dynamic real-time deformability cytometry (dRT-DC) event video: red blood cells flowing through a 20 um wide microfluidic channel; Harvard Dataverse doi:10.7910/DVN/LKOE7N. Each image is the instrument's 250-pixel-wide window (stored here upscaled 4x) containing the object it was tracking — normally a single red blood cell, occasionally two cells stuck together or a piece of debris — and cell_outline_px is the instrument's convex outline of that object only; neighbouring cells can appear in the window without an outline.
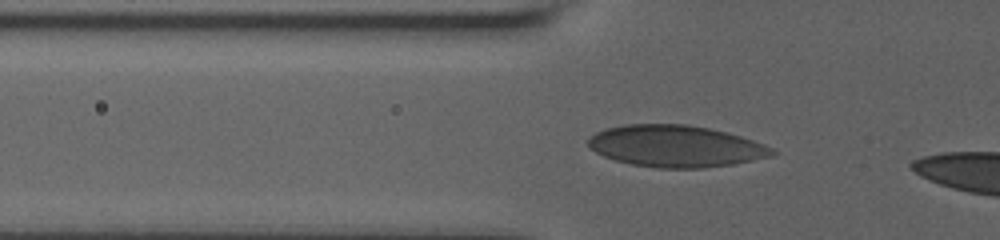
{"species": "human", "species_latin": "Homo sapiens", "temperature_condition": "room temperature", "stored_images_in_passage": 36, "camera_frame_rate_fps": 3000, "um_per_image_px": 0.085, "donor": {"sex": "male"}, "frame": {"image": 1, "passage_image": 5, "time_ms": 1.333, "image_size_px": [1000, 240], "cell_outline_px": [[780, 152], [772, 156], [732, 164], [704, 168], [656, 168], [632, 164], [616, 160], [604, 156], [596, 152], [588, 144], [588, 140], [596, 132], [608, 128], [628, 124], [688, 124], [728, 132], [764, 144]], "centroid_in_image_um": [57.48, 12.42], "position_along_channel_um": 68.3, "area_um2": 44.56}}
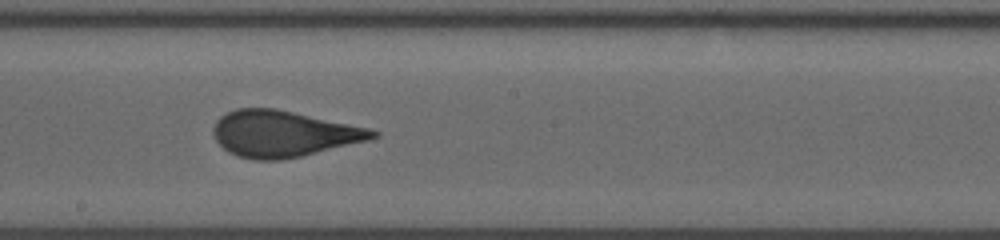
{"frame": {"image": 2, "passage_image": 18, "time_ms": 5.667, "image_size_px": [1000, 240], "cell_outline_px": [[380, 136], [368, 140], [300, 156], [280, 160], [252, 160], [236, 156], [228, 152], [216, 140], [212, 132], [212, 128], [216, 120], [220, 116], [236, 108], [276, 108], [368, 128], [380, 132]], "centroid_in_image_um": [24.04, 11.37], "position_along_channel_um": 224.2, "area_um2": 42.77}}
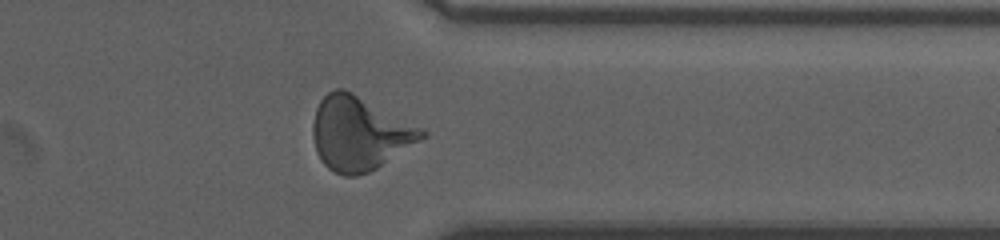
{"frame": {"image": 3, "passage_image": 31, "time_ms": 10.0, "image_size_px": [1000, 240], "cell_outline_px": [[428, 136], [376, 168], [368, 172], [356, 176], [344, 176], [328, 168], [320, 160], [316, 152], [312, 136], [312, 124], [316, 108], [320, 100], [328, 92], [336, 88], [344, 88], [352, 92], [428, 132]], "centroid_in_image_um": [30.51, 11.35], "position_along_channel_um": 380.9, "area_um2": 46.41}}